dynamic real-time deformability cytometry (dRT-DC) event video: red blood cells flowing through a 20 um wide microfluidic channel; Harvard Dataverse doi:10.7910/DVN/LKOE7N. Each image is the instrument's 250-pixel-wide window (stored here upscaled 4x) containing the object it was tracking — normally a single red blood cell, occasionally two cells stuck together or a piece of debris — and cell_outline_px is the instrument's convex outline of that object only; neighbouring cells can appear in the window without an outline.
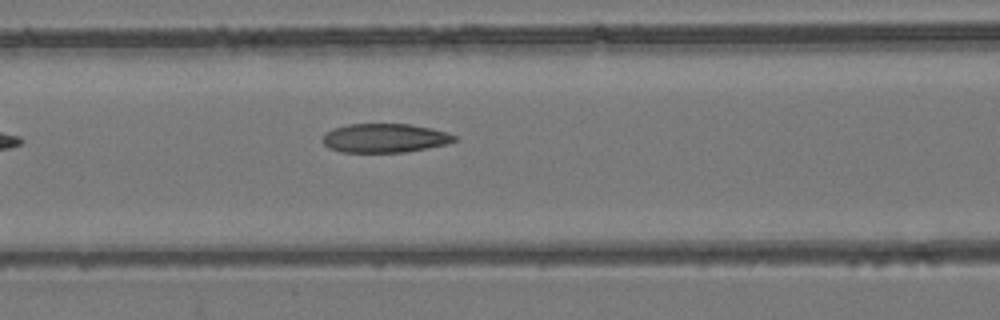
{"species": "common noctule bat (a hibernating species)", "species_latin": "Nyctalus noctula", "temperature_condition": "room temperature", "stored_images_in_passage": 7, "camera_frame_rate_fps": 3000, "um_per_image_px": 0.085, "animal": {"sex": "female", "body_mass_g": 24.6, "forearm_length_mm": 56.2}, "frame": {"image": 1, "passage_image": 7, "time_ms": 2.0, "image_size_px": [1000, 320], "cell_outline_px": [[456, 140], [448, 144], [404, 152], [340, 152], [328, 148], [324, 144], [324, 132], [332, 128], [348, 124], [408, 124], [432, 128], [448, 132], [456, 136]], "centroid_in_image_um": [32.7, 11.73], "position_along_channel_um": 133.9, "area_um2": 22.31}}